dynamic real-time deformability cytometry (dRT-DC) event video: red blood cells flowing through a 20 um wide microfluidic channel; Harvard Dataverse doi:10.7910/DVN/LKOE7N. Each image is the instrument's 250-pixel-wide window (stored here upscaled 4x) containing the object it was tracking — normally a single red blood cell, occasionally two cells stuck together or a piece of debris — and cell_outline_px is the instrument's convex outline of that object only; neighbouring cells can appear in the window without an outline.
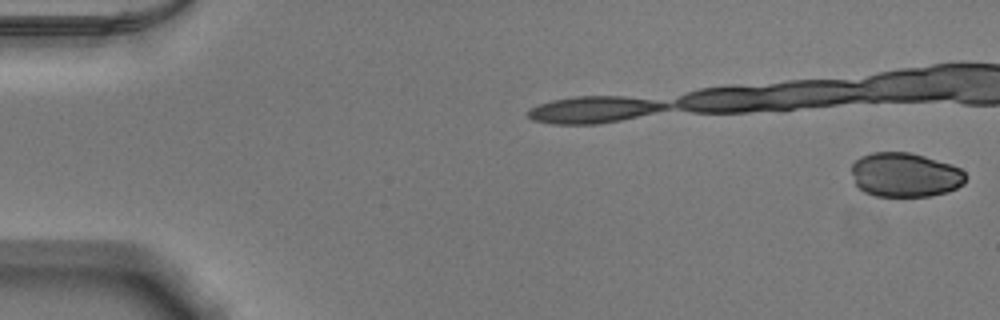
{"species": "Egyptian fruit bat (a non-hibernating species)", "species_latin": "Rousettus aegyptiacus", "temperature_condition": "warm", "stored_images_in_passage": 15, "camera_frame_rate_fps": 3000, "um_per_image_px": 0.085, "animal": {"sex": "male"}, "frame": {"image": 1, "passage_image": 1, "time_ms": 0.0, "image_size_px": [1000, 320], "cell_outline_px": [[968, 176], [964, 184], [948, 192], [928, 196], [876, 196], [864, 192], [856, 184], [852, 172], [852, 164], [860, 156], [872, 152], [908, 152], [924, 156], [952, 164], [960, 168]], "centroid_in_image_um": [76.96, 14.86], "position_along_channel_um": 8.0, "area_um2": 29.59}}